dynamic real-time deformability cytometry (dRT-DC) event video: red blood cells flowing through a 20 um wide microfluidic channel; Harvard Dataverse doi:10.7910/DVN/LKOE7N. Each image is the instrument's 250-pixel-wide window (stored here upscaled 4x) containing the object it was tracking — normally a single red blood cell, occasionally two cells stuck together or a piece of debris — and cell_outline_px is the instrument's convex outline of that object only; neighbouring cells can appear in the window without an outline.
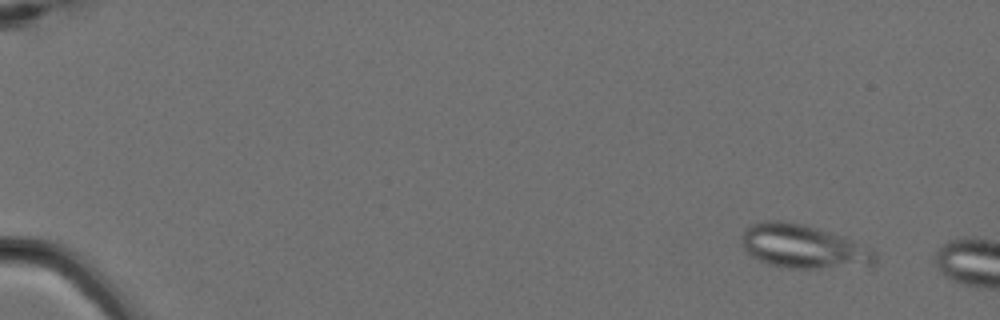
{"species": "Egyptian fruit bat (a non-hibernating species)", "species_latin": "Rousettus aegyptiacus", "temperature_condition": "cold", "stored_images_in_passage": 4, "camera_frame_rate_fps": 3000, "um_per_image_px": 0.085, "animal": {"sex": "female"}, "frame": {"image": 1, "passage_image": 2, "time_ms": 0.333, "image_size_px": [1000, 320], "cell_outline_px": [[876, 264], [816, 268], [788, 268], [768, 264], [752, 256], [744, 248], [740, 236], [744, 228], [752, 224], [764, 220], [784, 220], [804, 224], [844, 236], [872, 248], [876, 252]], "centroid_in_image_um": [68.26, 20.93], "position_along_channel_um": 16.7, "area_um2": 34.04}}